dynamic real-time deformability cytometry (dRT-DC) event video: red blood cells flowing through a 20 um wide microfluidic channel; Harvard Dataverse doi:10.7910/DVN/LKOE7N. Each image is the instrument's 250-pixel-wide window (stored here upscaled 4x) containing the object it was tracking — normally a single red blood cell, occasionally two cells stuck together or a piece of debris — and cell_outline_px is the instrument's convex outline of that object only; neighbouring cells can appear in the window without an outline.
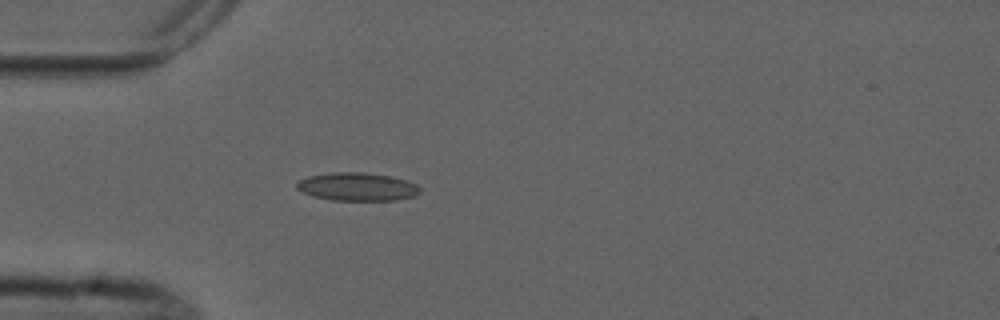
{"species": "common noctule bat (a hibernating species)", "species_latin": "Nyctalus noctula", "temperature_condition": "cold", "stored_images_in_passage": 3, "camera_frame_rate_fps": 3000, "um_per_image_px": 0.085, "animal": {"sex": "male", "forearm_length_mm": 52.5}, "frame": {"image": 1, "passage_image": 2, "time_ms": 1.333, "image_size_px": [1000, 320], "cell_outline_px": [[420, 192], [416, 196], [396, 200], [332, 200], [312, 196], [296, 188], [296, 184], [300, 180], [308, 176], [332, 172], [364, 172], [392, 176], [408, 180], [416, 184], [420, 188]], "centroid_in_image_um": [30.4, 15.87], "position_along_channel_um": 54.6, "area_um2": 20.35}}